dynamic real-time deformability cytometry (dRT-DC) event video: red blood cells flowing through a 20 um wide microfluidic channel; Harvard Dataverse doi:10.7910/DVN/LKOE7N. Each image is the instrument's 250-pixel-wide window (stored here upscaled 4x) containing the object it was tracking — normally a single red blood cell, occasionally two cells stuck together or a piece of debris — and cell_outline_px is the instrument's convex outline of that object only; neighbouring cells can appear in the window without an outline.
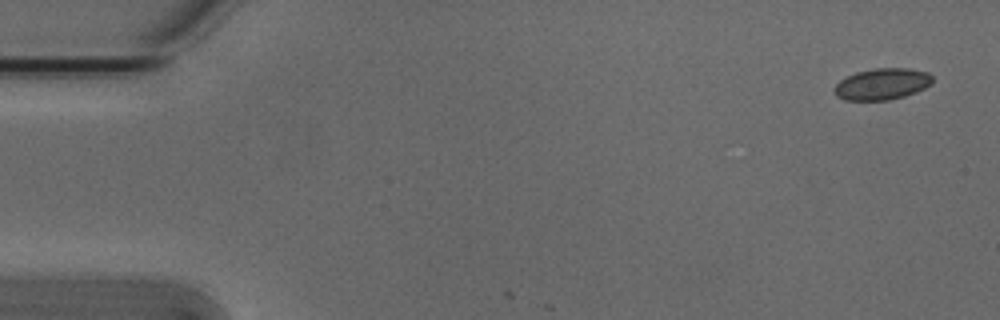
{"species": "Egyptian fruit bat (a non-hibernating species)", "species_latin": "Rousettus aegyptiacus", "temperature_condition": "cold", "stored_images_in_passage": 3, "camera_frame_rate_fps": 3000, "um_per_image_px": 0.085, "animal": {"sex": "male"}, "frame": {"image": 1, "passage_image": 1, "time_ms": 0.0, "image_size_px": [1000, 320], "cell_outline_px": [[932, 84], [916, 92], [904, 96], [888, 100], [844, 100], [836, 96], [832, 88], [840, 80], [856, 72], [876, 68], [908, 68], [928, 72], [932, 76]], "centroid_in_image_um": [74.97, 7.14], "position_along_channel_um": 10.0, "area_um2": 18.03}}